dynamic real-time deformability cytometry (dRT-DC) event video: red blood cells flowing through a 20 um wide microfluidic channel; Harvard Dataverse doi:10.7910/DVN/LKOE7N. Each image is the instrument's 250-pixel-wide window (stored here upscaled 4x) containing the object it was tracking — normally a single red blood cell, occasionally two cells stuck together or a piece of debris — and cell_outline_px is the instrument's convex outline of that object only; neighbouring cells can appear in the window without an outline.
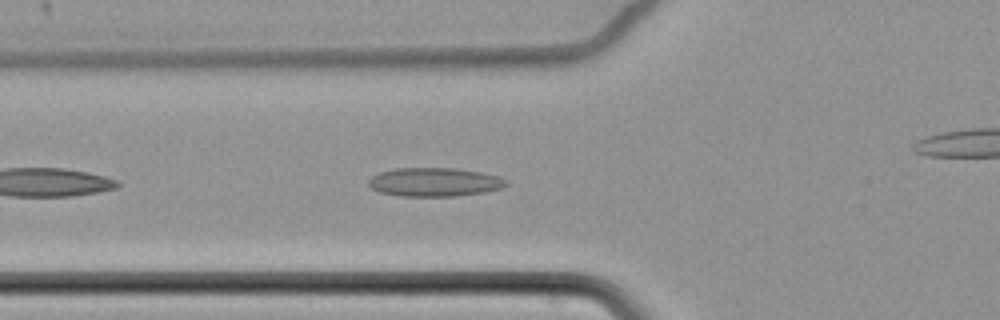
{"species": "common noctule bat (a hibernating species)", "species_latin": "Nyctalus noctula", "temperature_condition": "cold", "stored_images_in_passage": 36, "camera_frame_rate_fps": 3000, "um_per_image_px": 0.085, "animal": {"sex": "female", "body_mass_g": 22.7, "forearm_length_mm": 54.2}, "frame": {"image": 1, "passage_image": 5, "time_ms": 1.333, "image_size_px": [1000, 320], "cell_outline_px": [[508, 184], [500, 188], [484, 192], [456, 196], [400, 196], [380, 192], [372, 188], [368, 184], [368, 180], [372, 176], [380, 172], [392, 168], [456, 168], [480, 172], [500, 176], [508, 180]], "centroid_in_image_um": [36.93, 15.47], "position_along_channel_um": 88.9, "area_um2": 23.12}}
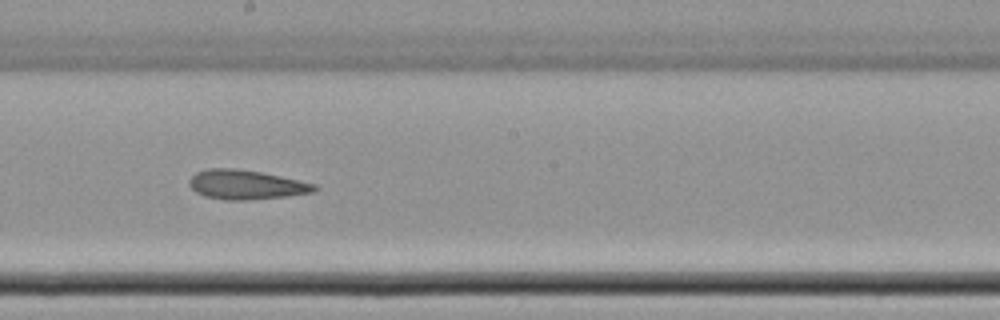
{"frame": {"image": 2, "passage_image": 17, "time_ms": 5.333, "image_size_px": [1000, 320], "cell_outline_px": [[320, 188], [316, 192], [288, 196], [248, 200], [224, 200], [204, 196], [196, 192], [188, 184], [188, 180], [196, 172], [208, 168], [236, 168], [260, 172], [280, 176], [316, 184]], "centroid_in_image_um": [20.93, 15.7], "position_along_channel_um": 227.3, "area_um2": 21.62}}
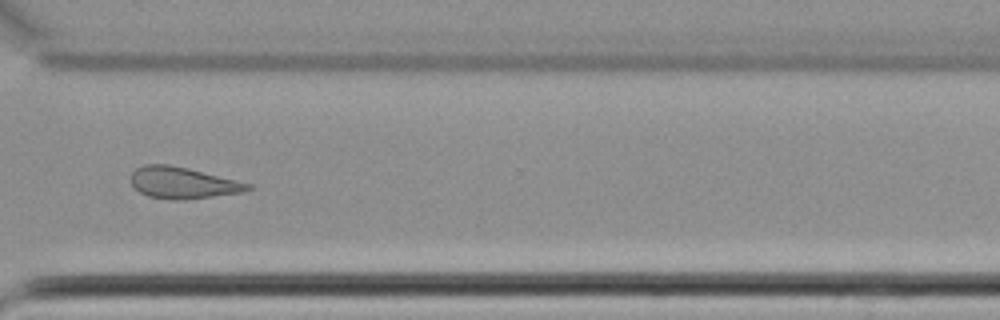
{"frame": {"image": 3, "passage_image": 28, "time_ms": 9.0, "image_size_px": [1000, 320], "cell_outline_px": [[252, 188], [240, 192], [188, 200], [168, 200], [148, 196], [132, 188], [132, 172], [136, 168], [144, 164], [168, 164], [188, 168], [252, 184]], "centroid_in_image_um": [15.5, 15.55], "position_along_channel_um": 355.1, "area_um2": 21.5}}